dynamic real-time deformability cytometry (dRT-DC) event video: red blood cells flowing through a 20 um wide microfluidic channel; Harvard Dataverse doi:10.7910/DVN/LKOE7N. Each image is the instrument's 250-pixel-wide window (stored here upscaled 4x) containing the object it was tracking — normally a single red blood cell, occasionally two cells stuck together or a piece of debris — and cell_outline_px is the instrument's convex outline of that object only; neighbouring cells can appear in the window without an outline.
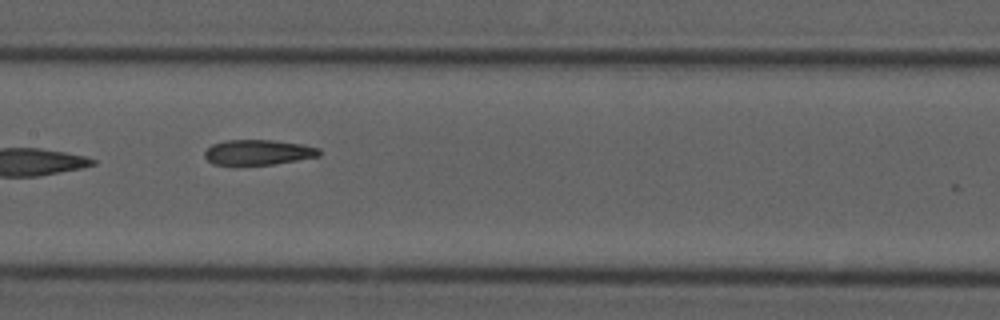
{"species": "common noctule bat (a hibernating species)", "species_latin": "Nyctalus noctula", "temperature_condition": "cold", "stored_images_in_passage": 8, "camera_frame_rate_fps": 3000, "um_per_image_px": 0.085, "animal": {"sex": "male", "forearm_length_mm": 52.5}, "frame": {"image": 1, "passage_image": 7, "time_ms": 2.0, "image_size_px": [1000, 320], "cell_outline_px": [[324, 152], [320, 156], [272, 164], [212, 164], [204, 156], [204, 152], [212, 144], [224, 140], [272, 140], [300, 144], [320, 148]], "centroid_in_image_um": [21.97, 12.93], "position_along_channel_um": 185.4, "area_um2": 16.7}}